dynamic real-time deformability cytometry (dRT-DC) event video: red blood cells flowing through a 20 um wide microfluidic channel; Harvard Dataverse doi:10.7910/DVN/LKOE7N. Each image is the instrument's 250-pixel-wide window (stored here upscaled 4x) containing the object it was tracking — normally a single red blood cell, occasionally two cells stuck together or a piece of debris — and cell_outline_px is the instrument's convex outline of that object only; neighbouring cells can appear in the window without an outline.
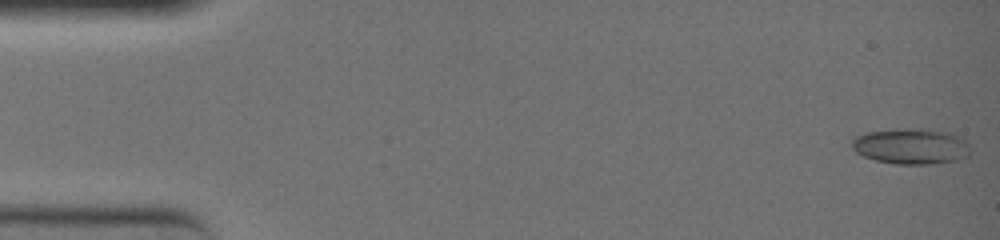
{"species": "common noctule bat (a hibernating species)", "species_latin": "Nyctalus noctula", "temperature_condition": "warm", "stored_images_in_passage": 49, "camera_frame_rate_fps": 3000, "um_per_image_px": 0.085, "animal": {"sex": "female", "body_mass_g": 19.0, "forearm_length_mm": 51.5}, "frame": {"image": 1, "passage_image": 1, "time_ms": 0.0, "image_size_px": [1000, 240], "cell_outline_px": [[972, 148], [968, 156], [952, 160], [932, 164], [896, 164], [876, 160], [864, 156], [856, 152], [852, 148], [852, 140], [856, 136], [868, 132], [896, 128], [920, 128], [948, 132], [964, 140]], "centroid_in_image_um": [77.43, 12.42], "position_along_channel_um": 7.6, "area_um2": 24.62}}
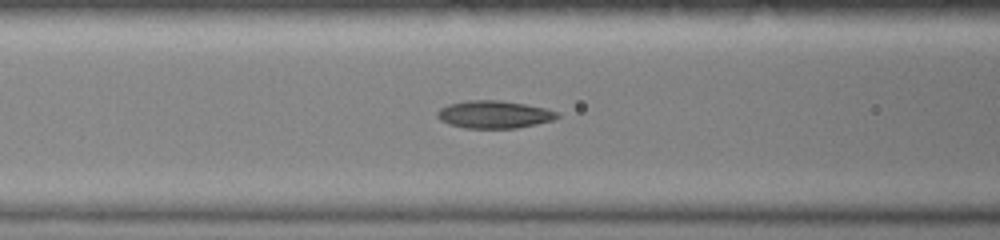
{"frame": {"image": 2, "passage_image": 21, "time_ms": 6.667, "image_size_px": [1000, 240], "cell_outline_px": [[560, 116], [552, 120], [536, 124], [516, 128], [464, 128], [448, 124], [440, 120], [436, 116], [436, 112], [440, 108], [448, 104], [468, 100], [500, 100], [524, 104], [544, 108], [560, 112]], "centroid_in_image_um": [41.97, 9.73], "position_along_channel_um": 124.6, "area_um2": 19.36}}
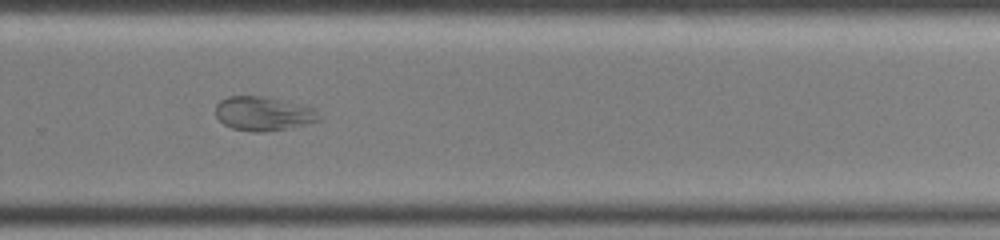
{"frame": {"image": 3, "passage_image": 35, "time_ms": 11.333, "image_size_px": [1000, 240], "cell_outline_px": [[320, 120], [292, 128], [264, 132], [252, 132], [232, 128], [224, 124], [216, 116], [216, 104], [220, 100], [228, 96], [264, 96], [308, 104], [316, 108], [320, 116]], "centroid_in_image_um": [22.45, 9.65], "position_along_channel_um": 307.4, "area_um2": 21.1}}